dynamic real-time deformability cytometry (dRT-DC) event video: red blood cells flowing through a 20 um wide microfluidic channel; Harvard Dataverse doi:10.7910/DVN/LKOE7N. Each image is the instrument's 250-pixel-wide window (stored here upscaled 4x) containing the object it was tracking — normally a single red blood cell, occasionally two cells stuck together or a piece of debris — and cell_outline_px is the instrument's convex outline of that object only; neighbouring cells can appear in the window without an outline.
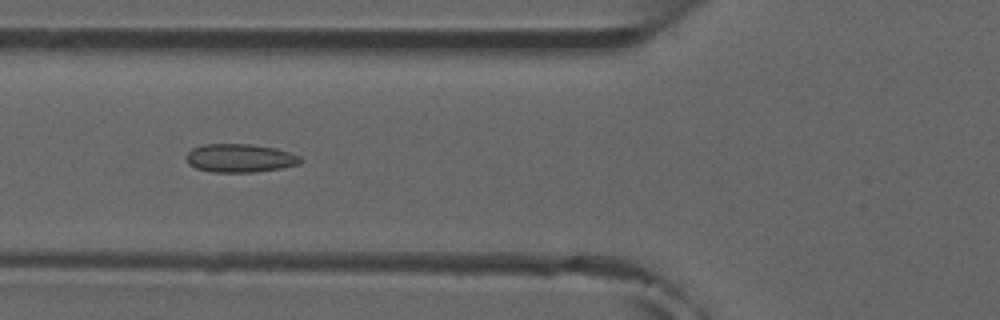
{"species": "common noctule bat (a hibernating species)", "species_latin": "Nyctalus noctula", "temperature_condition": "room temperature", "stored_images_in_passage": 7, "camera_frame_rate_fps": 3000, "um_per_image_px": 0.085, "animal": {"sex": "male", "forearm_length_mm": 52.5}, "frame": {"image": 1, "passage_image": 5, "time_ms": 4.667, "image_size_px": [1000, 320], "cell_outline_px": [[304, 160], [300, 164], [280, 168], [256, 172], [212, 172], [196, 168], [188, 164], [184, 156], [192, 148], [200, 144], [252, 144], [276, 148], [300, 156]], "centroid_in_image_um": [20.37, 13.43], "position_along_channel_um": 105.4, "area_um2": 19.13}}
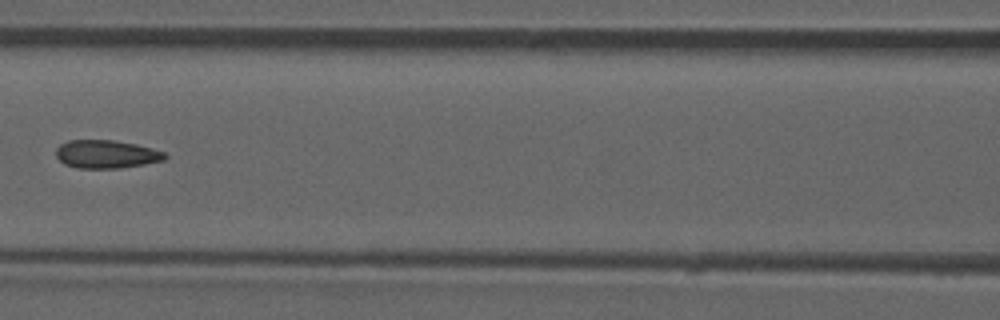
{"frame": {"image": 2, "passage_image": 6, "time_ms": 6.0, "image_size_px": [1000, 320], "cell_outline_px": [[168, 156], [164, 160], [144, 164], [116, 168], [76, 168], [64, 164], [56, 156], [56, 148], [60, 144], [68, 140], [112, 140], [136, 144], [152, 148], [164, 152]], "centroid_in_image_um": [9.02, 13.1], "position_along_channel_um": 157.6, "area_um2": 17.86}}